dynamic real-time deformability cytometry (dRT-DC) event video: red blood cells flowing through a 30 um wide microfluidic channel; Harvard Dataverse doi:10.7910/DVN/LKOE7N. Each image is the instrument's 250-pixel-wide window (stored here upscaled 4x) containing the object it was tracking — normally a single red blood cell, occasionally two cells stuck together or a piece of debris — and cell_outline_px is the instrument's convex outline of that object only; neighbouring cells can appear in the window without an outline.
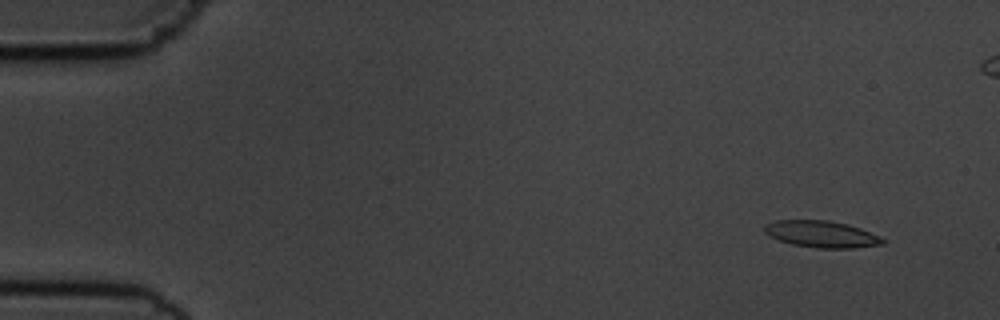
{"species": "common noctule bat (a hibernating species)", "species_latin": "Nyctalus noctula", "temperature_condition": "cold", "stored_images_in_passage": 6, "camera_frame_rate_fps": 3000, "um_per_image_px": 0.085, "animal": {"sex": "male", "body_mass_g": 19.5, "forearm_length_mm": 54.6}, "frame": {"image": 1, "passage_image": 2, "time_ms": 1.0, "image_size_px": [1000, 320], "cell_outline_px": [[888, 240], [884, 244], [852, 248], [816, 248], [792, 244], [768, 236], [764, 232], [764, 224], [776, 220], [828, 220], [848, 224], [860, 228], [880, 236]], "centroid_in_image_um": [69.84, 19.9], "position_along_channel_um": 15.2, "area_um2": 18.55}}